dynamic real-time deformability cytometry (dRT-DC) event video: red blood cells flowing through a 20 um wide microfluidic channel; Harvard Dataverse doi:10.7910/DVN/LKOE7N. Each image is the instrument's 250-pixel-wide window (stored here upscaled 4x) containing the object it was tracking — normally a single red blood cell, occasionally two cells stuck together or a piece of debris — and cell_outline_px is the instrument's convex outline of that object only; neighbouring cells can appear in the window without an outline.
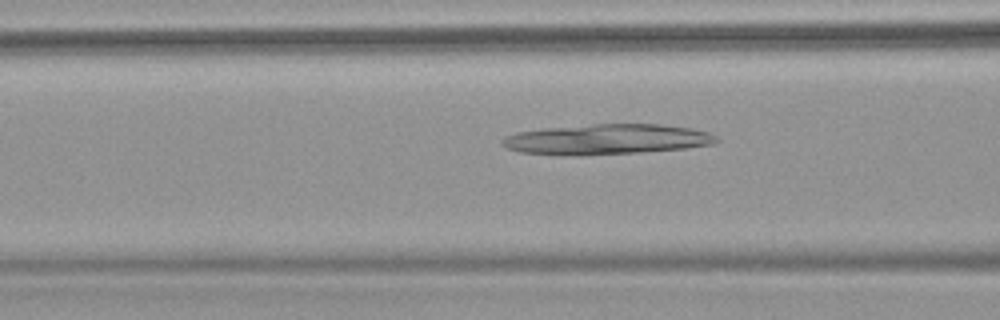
{"species": "common noctule bat (a hibernating species)", "species_latin": "Nyctalus noctula", "temperature_condition": "warm", "stored_images_in_passage": 64, "camera_frame_rate_fps": 3000, "um_per_image_px": 0.085, "animal": {"sex": "female", "body_mass_g": 18.4}, "frame": {"image": 1, "passage_image": 27, "time_ms": 8.667, "image_size_px": [1000, 320], "cell_outline_px": [[720, 140], [712, 144], [684, 148], [636, 152], [580, 156], [552, 156], [520, 152], [508, 148], [500, 144], [500, 140], [504, 136], [516, 132], [544, 128], [592, 124], [660, 124], [692, 128], [708, 132], [716, 136]], "centroid_in_image_um": [51.48, 11.85], "position_along_channel_um": 115.1, "area_um2": 38.26}}
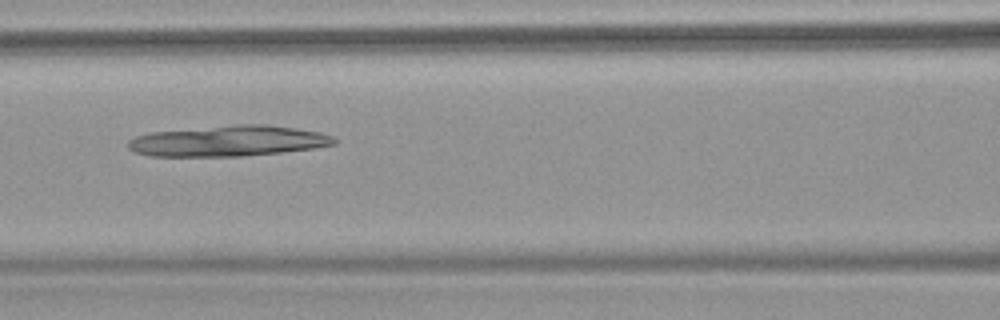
{"frame": {"image": 2, "passage_image": 30, "time_ms": 9.667, "image_size_px": [1000, 320], "cell_outline_px": [[340, 140], [336, 144], [316, 148], [280, 152], [240, 156], [152, 156], [136, 152], [128, 148], [128, 140], [136, 136], [152, 132], [236, 124], [264, 124], [320, 132], [332, 136]], "centroid_in_image_um": [19.44, 11.98], "position_along_channel_um": 147.2, "area_um2": 36.76}}
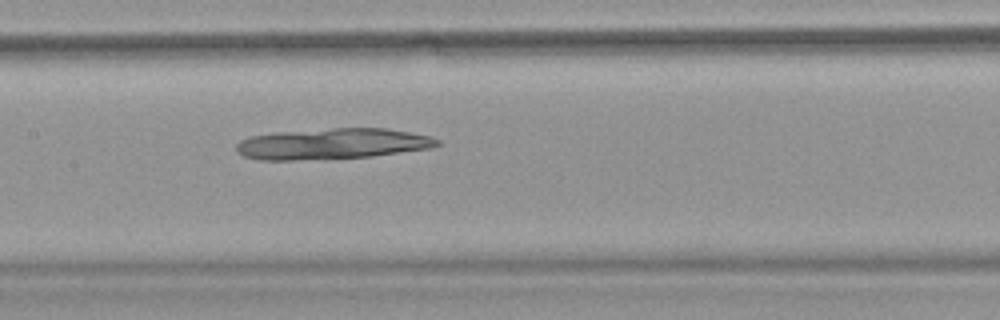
{"frame": {"image": 3, "passage_image": 33, "time_ms": 10.667, "image_size_px": [1000, 320], "cell_outline_px": [[440, 144], [432, 148], [372, 156], [292, 160], [260, 160], [244, 156], [236, 152], [236, 144], [240, 140], [248, 136], [276, 132], [332, 128], [388, 128], [428, 136], [440, 140]], "centroid_in_image_um": [28.21, 12.22], "position_along_channel_um": 179.2, "area_um2": 36.13}}